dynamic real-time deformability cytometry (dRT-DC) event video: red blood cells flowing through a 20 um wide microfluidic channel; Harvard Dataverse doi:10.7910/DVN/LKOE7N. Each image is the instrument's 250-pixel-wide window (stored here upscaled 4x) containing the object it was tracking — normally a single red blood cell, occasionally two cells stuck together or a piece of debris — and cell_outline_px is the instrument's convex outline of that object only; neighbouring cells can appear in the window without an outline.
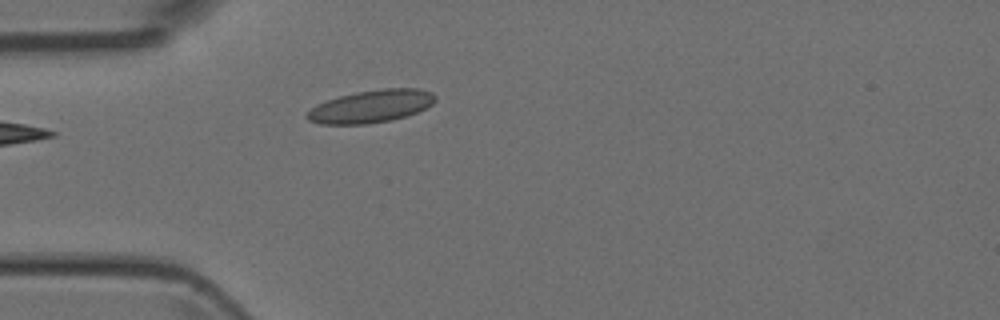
{"species": "Egyptian fruit bat (a non-hibernating species)", "species_latin": "Rousettus aegyptiacus", "temperature_condition": "room temperature", "stored_images_in_passage": 4, "camera_frame_rate_fps": 3000, "um_per_image_px": 0.085, "animal": {"sex": "female"}, "frame": {"image": 1, "passage_image": 4, "time_ms": 3.333, "image_size_px": [1000, 320], "cell_outline_px": [[436, 100], [432, 104], [416, 112], [392, 120], [364, 124], [320, 124], [308, 120], [304, 116], [316, 104], [340, 96], [356, 92], [384, 88], [420, 88], [432, 92], [436, 96]], "centroid_in_image_um": [31.54, 9.03], "position_along_channel_um": 53.5, "area_um2": 24.28}}